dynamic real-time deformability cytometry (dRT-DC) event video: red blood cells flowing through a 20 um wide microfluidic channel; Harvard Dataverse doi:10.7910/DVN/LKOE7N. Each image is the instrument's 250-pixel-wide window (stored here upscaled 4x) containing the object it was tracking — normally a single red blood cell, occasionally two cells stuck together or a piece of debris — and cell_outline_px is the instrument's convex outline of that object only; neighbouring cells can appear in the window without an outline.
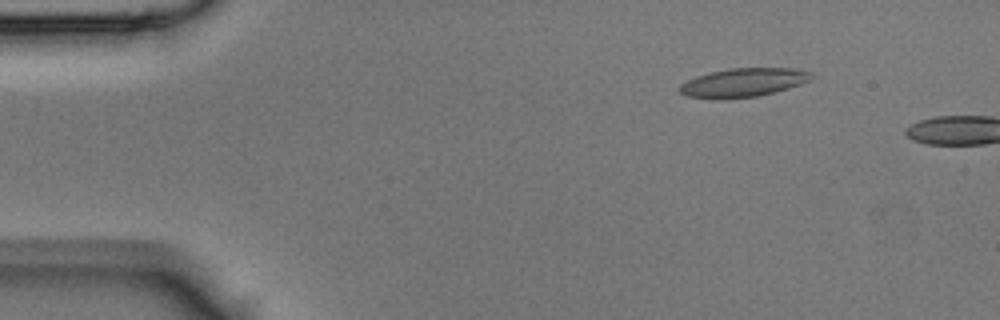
{"species": "Egyptian fruit bat (a non-hibernating species)", "species_latin": "Rousettus aegyptiacus", "temperature_condition": "room temperature", "stored_images_in_passage": 7, "camera_frame_rate_fps": 3000, "um_per_image_px": 0.085, "animal": {"sex": "male"}, "frame": {"image": 1, "passage_image": 6, "time_ms": 1.667, "image_size_px": [1000, 320], "cell_outline_px": [[808, 80], [772, 92], [756, 96], [688, 96], [680, 92], [680, 84], [688, 80], [712, 72], [732, 68], [788, 68], [808, 72]], "centroid_in_image_um": [63.14, 6.97], "position_along_channel_um": 21.9, "area_um2": 20.17}}